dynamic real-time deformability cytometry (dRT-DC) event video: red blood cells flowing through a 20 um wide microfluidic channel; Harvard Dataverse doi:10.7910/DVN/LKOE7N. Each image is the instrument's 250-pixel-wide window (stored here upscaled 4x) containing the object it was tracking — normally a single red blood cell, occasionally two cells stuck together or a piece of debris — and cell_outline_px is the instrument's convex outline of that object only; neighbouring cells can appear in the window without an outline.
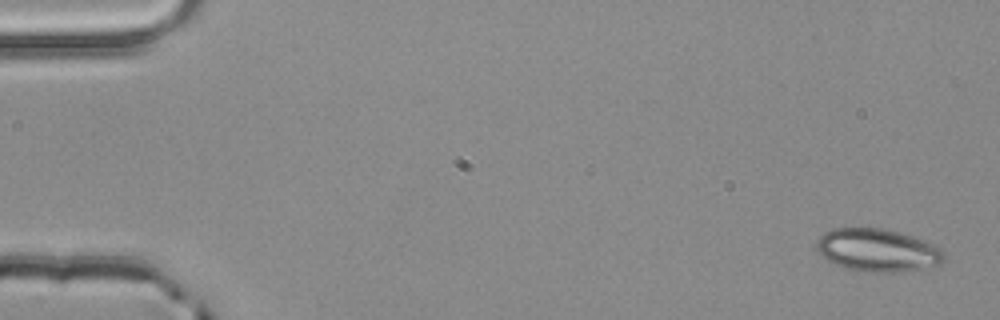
{"species": "common noctule bat (a hibernating species)", "species_latin": "Nyctalus noctula", "temperature_condition": "room temperature", "stored_images_in_passage": 4, "camera_frame_rate_fps": 3000, "um_per_image_px": 0.085, "animal": {"sex": "male", "body_mass_g": 20.4}, "frame": {"image": 1, "passage_image": 1, "time_ms": 0.0, "image_size_px": [1000, 320], "cell_outline_px": [[944, 264], [904, 272], [856, 272], [844, 268], [828, 260], [816, 248], [816, 240], [824, 232], [832, 228], [884, 228], [900, 232], [924, 240], [940, 248], [944, 252]], "centroid_in_image_um": [74.61, 21.28], "position_along_channel_um": 10.4, "area_um2": 32.19}}